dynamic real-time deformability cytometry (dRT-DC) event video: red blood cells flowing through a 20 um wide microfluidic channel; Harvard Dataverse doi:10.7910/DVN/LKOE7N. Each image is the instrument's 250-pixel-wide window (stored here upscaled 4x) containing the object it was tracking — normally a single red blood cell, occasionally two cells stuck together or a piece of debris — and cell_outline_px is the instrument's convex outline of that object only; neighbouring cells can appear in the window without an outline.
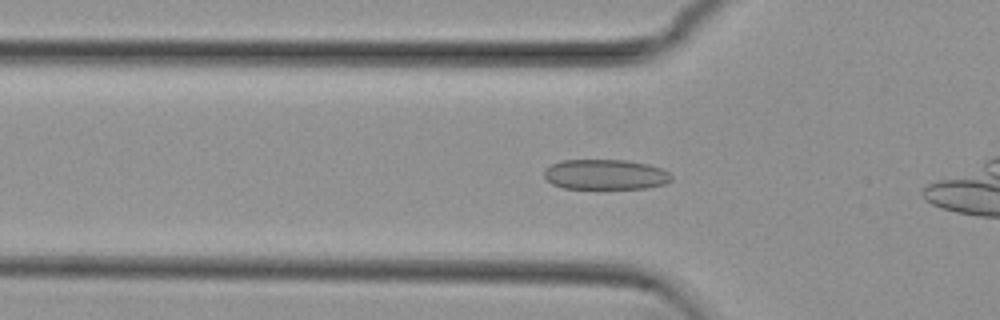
{"species": "common noctule bat (a hibernating species)", "species_latin": "Nyctalus noctula", "temperature_condition": "cold", "stored_images_in_passage": 14, "camera_frame_rate_fps": 3000, "um_per_image_px": 0.085, "animal": {"sex": "female", "body_mass_g": 29.2, "forearm_length_mm": 56.3}, "frame": {"image": 1, "passage_image": 8, "time_ms": 2.333, "image_size_px": [1000, 320], "cell_outline_px": [[672, 180], [664, 184], [648, 188], [564, 188], [552, 184], [544, 176], [544, 172], [552, 164], [560, 160], [624, 160], [648, 164], [660, 168], [668, 172], [672, 176]], "centroid_in_image_um": [51.47, 14.83], "position_along_channel_um": 74.3, "area_um2": 22.25}}
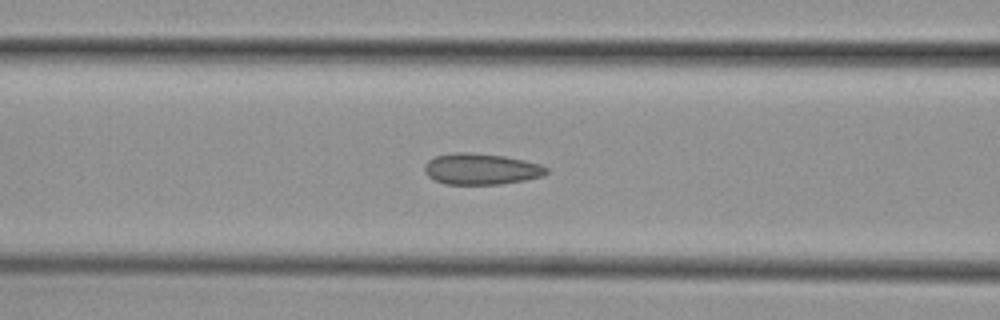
{"frame": {"image": 2, "passage_image": 12, "time_ms": 3.667, "image_size_px": [1000, 320], "cell_outline_px": [[548, 172], [544, 176], [524, 180], [500, 184], [444, 184], [428, 176], [424, 172], [424, 164], [428, 160], [436, 156], [452, 152], [468, 152], [504, 156], [524, 160], [540, 164], [548, 168]], "centroid_in_image_um": [40.88, 14.36], "position_along_channel_um": 125.7, "area_um2": 22.2}}